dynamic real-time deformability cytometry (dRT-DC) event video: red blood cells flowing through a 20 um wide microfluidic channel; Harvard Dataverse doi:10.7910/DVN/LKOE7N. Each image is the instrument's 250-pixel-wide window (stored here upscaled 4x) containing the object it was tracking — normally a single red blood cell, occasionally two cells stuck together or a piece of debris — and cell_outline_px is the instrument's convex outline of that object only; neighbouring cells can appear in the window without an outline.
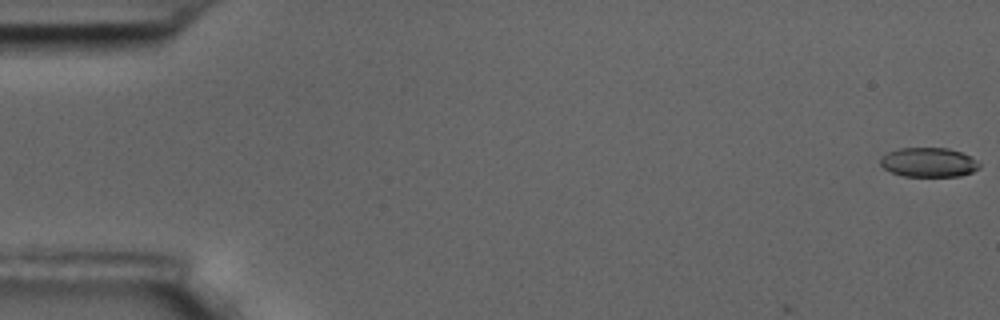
{"species": "common noctule bat (a hibernating species)", "species_latin": "Nyctalus noctula", "temperature_condition": "room temperature", "stored_images_in_passage": 4, "camera_frame_rate_fps": 3000, "um_per_image_px": 0.085, "animal": {"sex": "male", "body_mass_g": 17.5, "forearm_length_mm": 52.3}, "frame": {"image": 1, "passage_image": 1, "time_ms": 0.0, "image_size_px": [1000, 320], "cell_outline_px": [[980, 168], [972, 172], [960, 176], [904, 176], [892, 172], [884, 168], [880, 164], [880, 160], [888, 152], [900, 148], [948, 148], [960, 152], [976, 160], [980, 164]], "centroid_in_image_um": [78.95, 13.8], "position_along_channel_um": 6.1, "area_um2": 16.76}}